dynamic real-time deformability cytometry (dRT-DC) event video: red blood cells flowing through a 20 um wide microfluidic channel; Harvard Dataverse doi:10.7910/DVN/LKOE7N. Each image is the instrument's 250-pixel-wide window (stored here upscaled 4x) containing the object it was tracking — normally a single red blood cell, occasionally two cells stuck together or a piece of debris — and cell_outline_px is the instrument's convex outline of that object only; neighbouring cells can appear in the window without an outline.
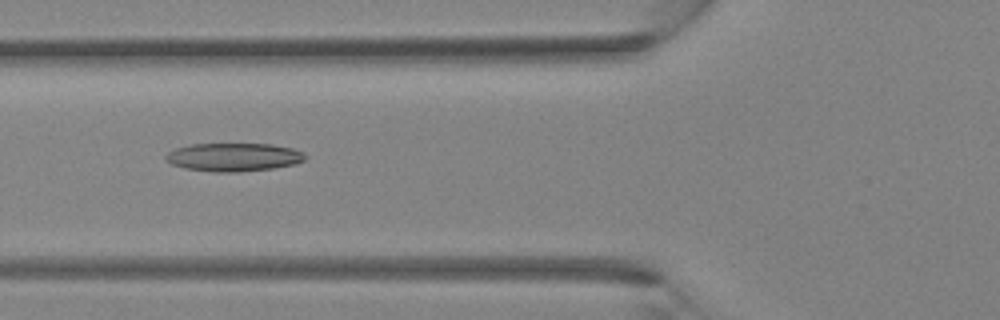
{"species": "Egyptian fruit bat (a non-hibernating species)", "species_latin": "Rousettus aegyptiacus", "temperature_condition": "room temperature", "stored_images_in_passage": 4, "camera_frame_rate_fps": 3000, "um_per_image_px": 0.085, "animal": {"sex": "female"}, "frame": {"image": 1, "passage_image": 3, "time_ms": 2.333, "image_size_px": [1000, 320], "cell_outline_px": [[308, 156], [304, 160], [296, 164], [272, 168], [240, 172], [216, 172], [184, 168], [172, 164], [164, 156], [168, 152], [176, 148], [192, 144], [272, 144], [292, 148], [304, 152]], "centroid_in_image_um": [19.9, 13.35], "position_along_channel_um": 105.9, "area_um2": 23.0}}
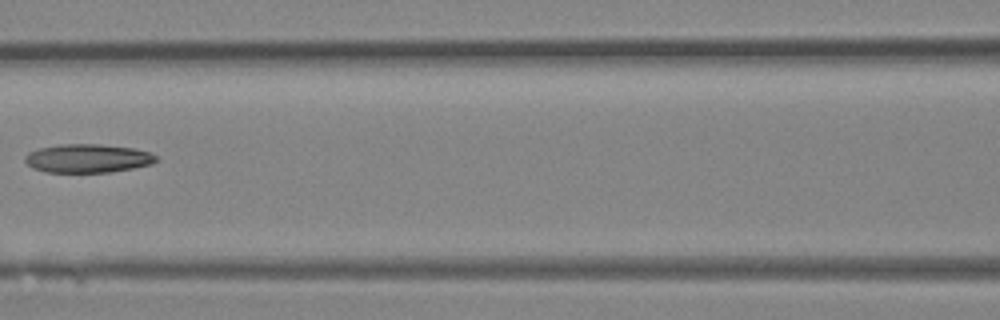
{"frame": {"image": 2, "passage_image": 4, "time_ms": 3.333, "image_size_px": [1000, 320], "cell_outline_px": [[156, 160], [152, 164], [112, 172], [44, 172], [32, 168], [24, 160], [24, 156], [28, 152], [40, 148], [60, 144], [100, 144], [132, 148], [152, 152], [156, 156]], "centroid_in_image_um": [7.44, 13.46], "position_along_channel_um": 159.2, "area_um2": 21.91}}